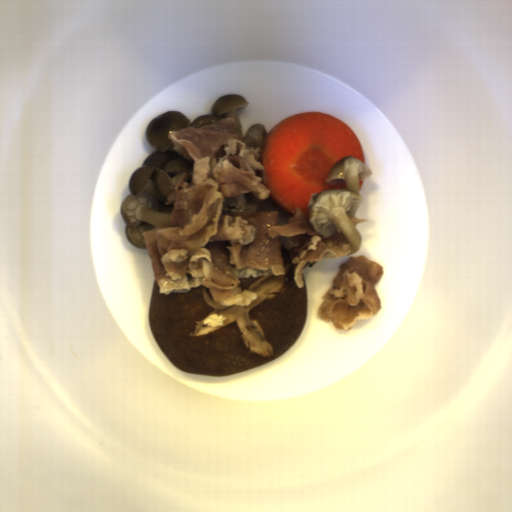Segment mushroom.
<instances>
[{"mask_svg":"<svg viewBox=\"0 0 512 512\" xmlns=\"http://www.w3.org/2000/svg\"><path fill=\"white\" fill-rule=\"evenodd\" d=\"M291 237L281 236L286 272L240 278L253 291L249 305L216 304L206 286L160 294L155 280L148 317L152 337L173 366L199 375L240 374L279 359L303 333L308 295L296 285Z\"/></svg>","mask_w":512,"mask_h":512,"instance_id":"obj_1","label":"mushroom"}]
</instances>
